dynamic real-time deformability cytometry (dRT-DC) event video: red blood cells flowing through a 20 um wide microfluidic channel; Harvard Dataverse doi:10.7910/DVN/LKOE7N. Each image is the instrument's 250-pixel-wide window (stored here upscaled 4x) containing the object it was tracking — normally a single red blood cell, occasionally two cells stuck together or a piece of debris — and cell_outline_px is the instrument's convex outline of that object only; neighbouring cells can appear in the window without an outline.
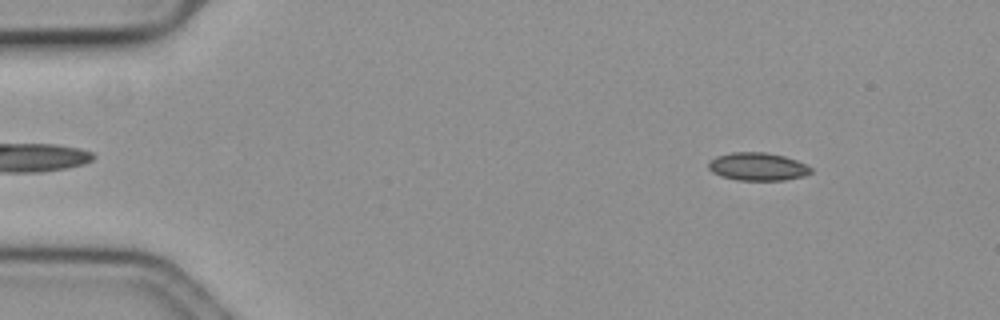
{"species": "common noctule bat (a hibernating species)", "species_latin": "Nyctalus noctula", "temperature_condition": "cold", "stored_images_in_passage": 58, "camera_frame_rate_fps": 3000, "um_per_image_px": 0.085, "animal": {"sex": "female", "body_mass_g": 19.3, "forearm_length_mm": 54.1}, "frame": {"image": 1, "passage_image": 7, "time_ms": 2.0, "image_size_px": [1000, 320], "cell_outline_px": [[812, 172], [804, 176], [784, 180], [740, 180], [720, 176], [712, 172], [708, 168], [708, 160], [716, 156], [732, 152], [764, 152], [784, 156], [796, 160], [812, 168]], "centroid_in_image_um": [64.37, 14.16], "position_along_channel_um": 20.6, "area_um2": 16.7}}
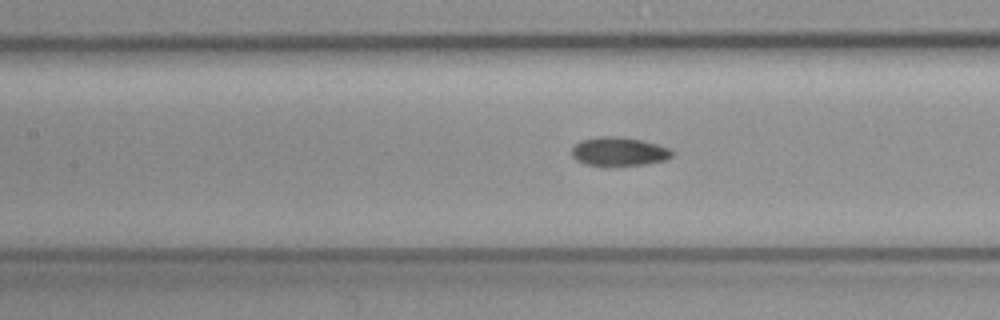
{"frame": {"image": 2, "passage_image": 26, "time_ms": 8.333, "image_size_px": [1000, 320], "cell_outline_px": [[676, 152], [668, 160], [648, 164], [616, 168], [604, 168], [584, 164], [576, 160], [572, 156], [572, 148], [580, 140], [600, 136], [616, 136], [640, 140], [672, 148]], "centroid_in_image_um": [52.64, 12.94], "position_along_channel_um": 154.8, "area_um2": 17.74}}
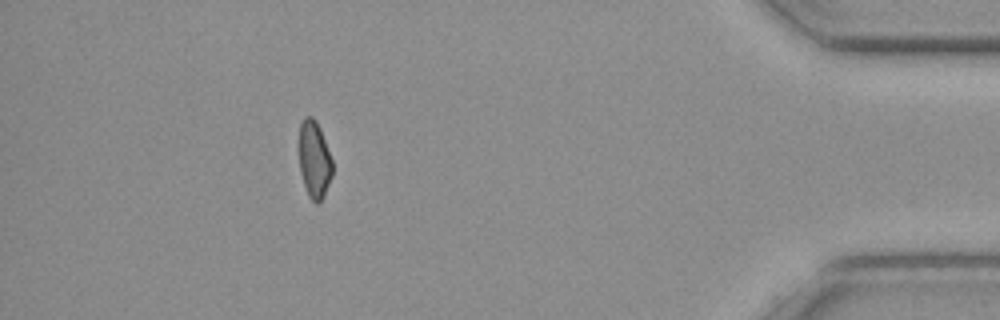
{"frame": {"image": 3, "passage_image": 52, "time_ms": 17.0, "image_size_px": [1000, 320], "cell_outline_px": [[332, 176], [324, 196], [320, 204], [316, 204], [308, 196], [300, 172], [300, 124], [304, 116], [312, 116], [316, 120], [320, 128], [332, 160]], "centroid_in_image_um": [26.72, 13.59], "position_along_channel_um": 408.5, "area_um2": 14.97}}